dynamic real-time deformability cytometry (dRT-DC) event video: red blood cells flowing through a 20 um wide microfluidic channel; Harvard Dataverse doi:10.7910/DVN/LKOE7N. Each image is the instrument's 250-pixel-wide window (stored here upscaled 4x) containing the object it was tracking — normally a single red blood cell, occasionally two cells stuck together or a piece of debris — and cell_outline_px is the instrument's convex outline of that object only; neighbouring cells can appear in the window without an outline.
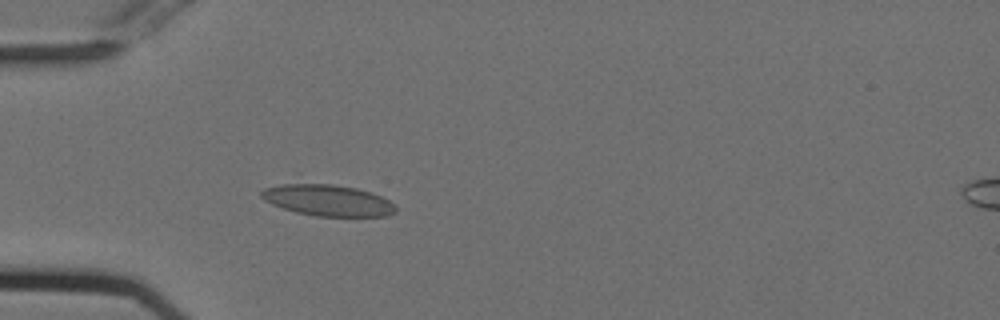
{"species": "Egyptian fruit bat (a non-hibernating species)", "species_latin": "Rousettus aegyptiacus", "temperature_condition": "cold", "stored_images_in_passage": 54, "camera_frame_rate_fps": 3000, "um_per_image_px": 0.085, "animal": {"sex": "female"}, "frame": {"image": 1, "passage_image": 16, "time_ms": 5.0, "image_size_px": [1000, 320], "cell_outline_px": [[396, 212], [388, 216], [316, 216], [296, 212], [272, 204], [264, 200], [260, 196], [260, 192], [264, 188], [280, 184], [332, 184], [356, 188], [372, 192], [396, 204]], "centroid_in_image_um": [27.88, 17.03], "position_along_channel_um": 57.1, "area_um2": 24.45}}
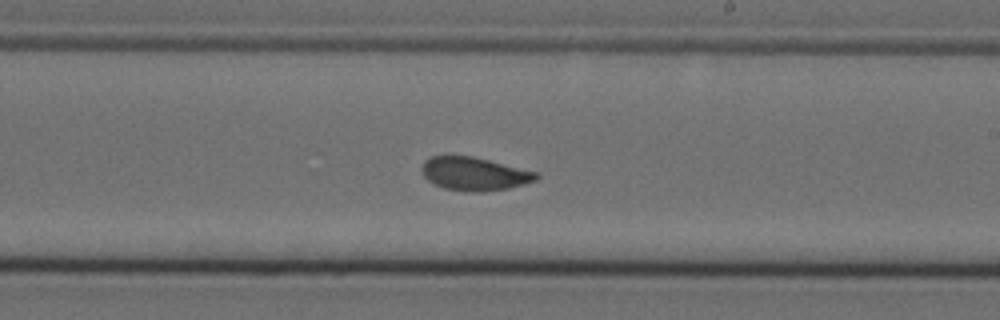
{"frame": {"image": 2, "passage_image": 32, "time_ms": 10.333, "image_size_px": [1000, 320], "cell_outline_px": [[540, 176], [536, 180], [524, 184], [508, 188], [480, 192], [464, 192], [444, 188], [428, 180], [424, 176], [420, 168], [424, 160], [432, 156], [472, 156], [540, 172]], "centroid_in_image_um": [40.34, 14.77], "position_along_channel_um": 248.7, "area_um2": 22.37}}
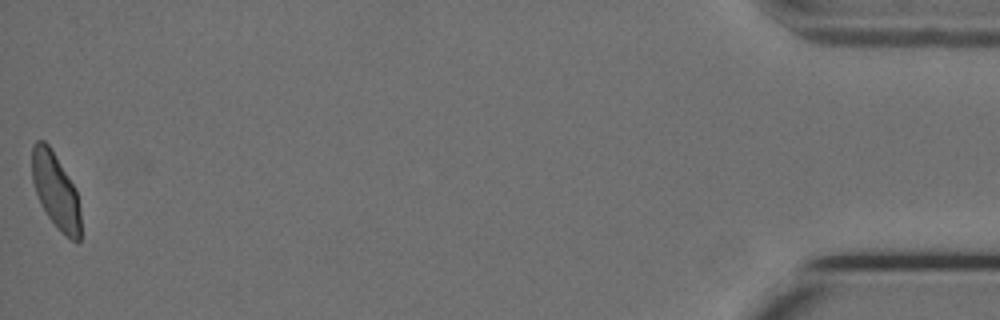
{"frame": {"image": 3, "passage_image": 54, "time_ms": 17.667, "image_size_px": [1000, 320], "cell_outline_px": [[80, 244], [76, 244], [60, 232], [48, 216], [36, 192], [32, 180], [32, 144], [36, 140], [44, 140], [48, 144], [68, 176], [76, 192], [80, 212]], "centroid_in_image_um": [4.73, 16.25], "position_along_channel_um": 430.5, "area_um2": 21.15}, "authors_computed_cell_mechanics": {"area_um2": 22.831, "velocity_mm_per_s": 3.7233, "shape_relaxation_time_tau1_ms": 8.1833, "shape_relaxation_time_tau2_ms": 0.922, "deformation_change_tau1": 0.1603, "deformation_change_tau2": 0.0646}}